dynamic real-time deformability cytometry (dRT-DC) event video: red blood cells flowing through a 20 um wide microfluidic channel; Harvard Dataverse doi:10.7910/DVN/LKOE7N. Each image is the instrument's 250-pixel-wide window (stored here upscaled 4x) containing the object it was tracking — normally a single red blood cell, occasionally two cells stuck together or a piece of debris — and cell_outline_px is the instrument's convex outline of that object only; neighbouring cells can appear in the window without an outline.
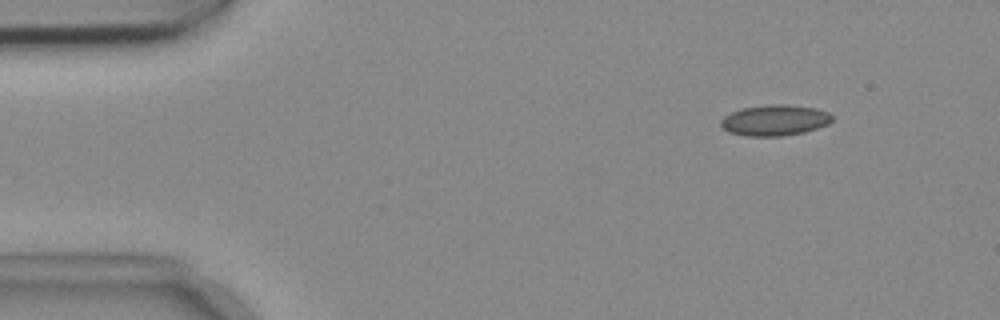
{"species": "common noctule bat (a hibernating species)", "species_latin": "Nyctalus noctula", "temperature_condition": "cold", "stored_images_in_passage": 49, "camera_frame_rate_fps": 3000, "um_per_image_px": 0.085, "animal": {"sex": "female", "body_mass_g": 18.4}, "frame": {"image": 1, "passage_image": 1, "time_ms": 0.0, "image_size_px": [1000, 320], "cell_outline_px": [[832, 120], [828, 124], [804, 132], [784, 136], [744, 136], [728, 132], [720, 124], [720, 120], [724, 116], [732, 112], [744, 108], [768, 104], [788, 104], [816, 108], [828, 112], [832, 116]], "centroid_in_image_um": [65.85, 10.22], "position_along_channel_um": 19.2, "area_um2": 20.06}}
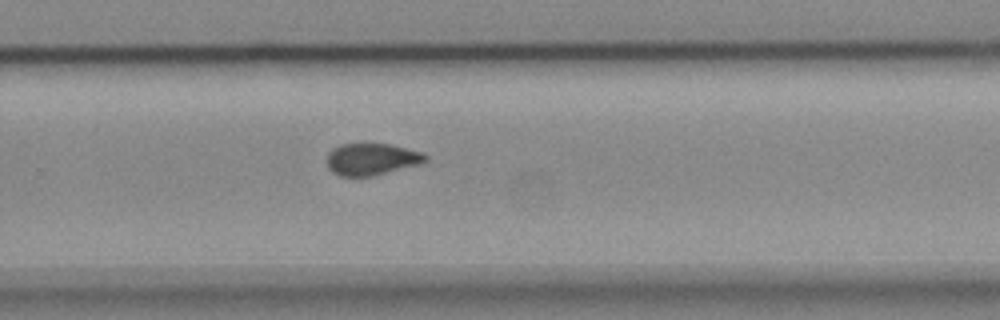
{"frame": {"image": 2, "passage_image": 30, "time_ms": 9.667, "image_size_px": [1000, 320], "cell_outline_px": [[428, 160], [420, 164], [372, 176], [340, 176], [332, 172], [328, 168], [328, 152], [332, 148], [340, 144], [364, 140], [392, 144], [424, 152], [428, 156]], "centroid_in_image_um": [31.59, 13.47], "position_along_channel_um": 298.2, "area_um2": 19.19}}
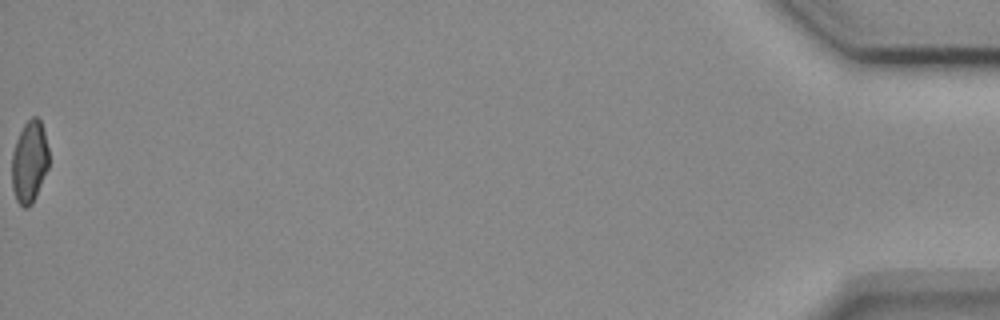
{"frame": {"image": 3, "passage_image": 49, "time_ms": 16.0, "image_size_px": [1000, 320], "cell_outline_px": [[48, 168], [36, 196], [32, 204], [28, 208], [24, 208], [16, 200], [12, 188], [12, 152], [16, 140], [24, 124], [32, 116], [36, 116], [40, 120], [44, 132], [48, 148]], "centroid_in_image_um": [2.49, 13.77], "position_along_channel_um": 432.7, "area_um2": 17.69}, "authors_computed_cell_mechanics": {"area_um2": 19.0162, "velocity_mm_per_s": 3.7266, "shape_relaxation_time_tau1_ms": null, "shape_relaxation_time_tau2_ms": 2.1436, "deformation_change_tau1": null, "deformation_change_tau2": 0.0665}}